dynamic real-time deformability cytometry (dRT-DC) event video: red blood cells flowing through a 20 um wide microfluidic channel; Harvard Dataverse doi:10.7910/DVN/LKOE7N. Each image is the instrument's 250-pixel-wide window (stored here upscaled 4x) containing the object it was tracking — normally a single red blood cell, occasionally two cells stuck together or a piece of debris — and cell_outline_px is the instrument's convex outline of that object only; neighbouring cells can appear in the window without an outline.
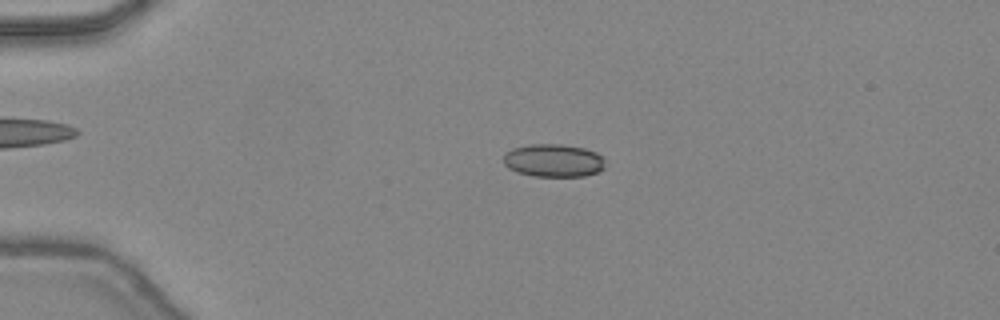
{"species": "common noctule bat (a hibernating species)", "species_latin": "Nyctalus noctula", "temperature_condition": "warm", "stored_images_in_passage": 46, "camera_frame_rate_fps": 3000, "um_per_image_px": 0.085, "animal": {"sex": "female", "body_mass_g": 24.6, "forearm_length_mm": 56.2}, "frame": {"image": 1, "passage_image": 11, "time_ms": 3.333, "image_size_px": [1000, 320], "cell_outline_px": [[604, 168], [596, 172], [584, 176], [532, 176], [516, 172], [508, 168], [504, 164], [504, 152], [512, 148], [528, 144], [560, 144], [584, 148], [596, 152], [604, 160]], "centroid_in_image_um": [47.0, 13.64], "position_along_channel_um": 38.0, "area_um2": 19.59}}
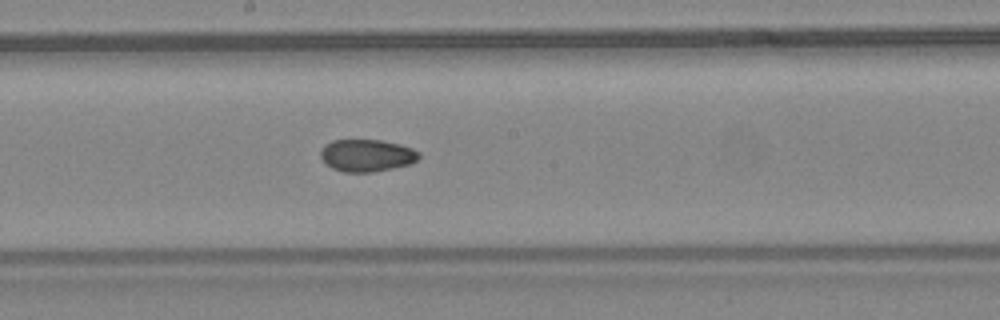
{"frame": {"image": 2, "passage_image": 26, "time_ms": 8.333, "image_size_px": [1000, 320], "cell_outline_px": [[420, 156], [412, 164], [372, 172], [344, 172], [332, 168], [320, 156], [320, 152], [324, 144], [332, 140], [380, 140], [400, 144], [412, 148], [420, 152]], "centroid_in_image_um": [31.19, 13.2], "position_along_channel_um": 217.0, "area_um2": 18.5}}
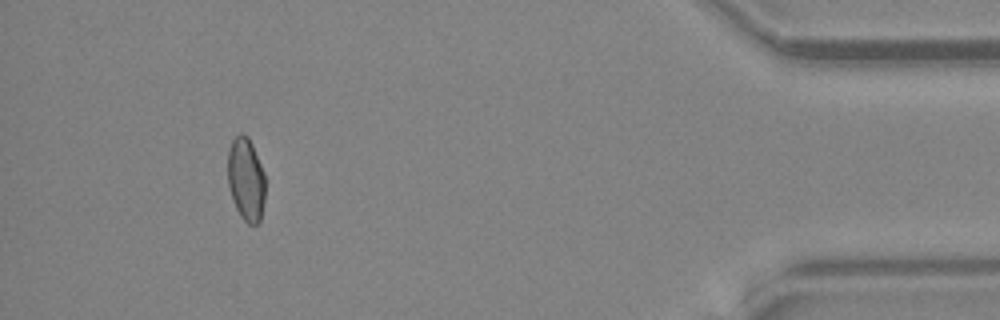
{"frame": {"image": 3, "passage_image": 43, "time_ms": 14.0, "image_size_px": [1000, 320], "cell_outline_px": [[264, 200], [260, 224], [248, 224], [240, 216], [236, 208], [228, 184], [228, 148], [232, 140], [240, 132], [244, 132], [248, 136], [252, 144], [264, 172]], "centroid_in_image_um": [20.91, 15.22], "position_along_channel_um": 414.3, "area_um2": 18.26}, "authors_computed_cell_mechanics": {"area_um2": 18.8717, "velocity_mm_per_s": 4.494, "shape_relaxation_time_tau1_ms": null, "shape_relaxation_time_tau2_ms": 3.039, "deformation_change_tau1": null, "deformation_change_tau2": 0.0659}}